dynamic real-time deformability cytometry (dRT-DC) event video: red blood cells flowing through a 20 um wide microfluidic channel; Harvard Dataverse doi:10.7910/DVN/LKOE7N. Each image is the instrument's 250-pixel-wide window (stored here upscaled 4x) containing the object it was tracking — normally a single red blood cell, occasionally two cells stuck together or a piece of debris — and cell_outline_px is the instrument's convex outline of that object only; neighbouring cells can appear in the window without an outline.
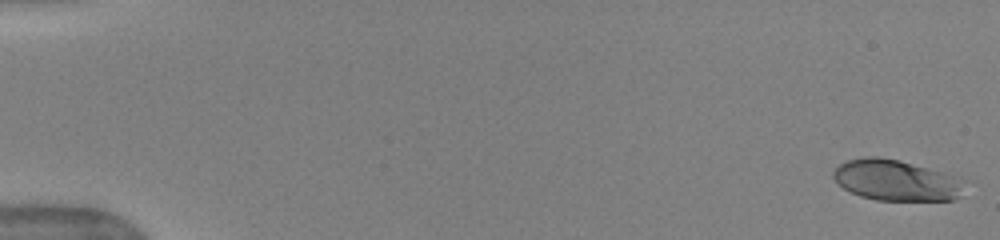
{"species": "human", "species_latin": "Homo sapiens", "temperature_condition": "warm", "stored_images_in_passage": 52, "camera_frame_rate_fps": 3000, "um_per_image_px": 0.085, "donor": {"sex": "female"}, "frame": {"image": 1, "passage_image": 1, "time_ms": 0.0, "image_size_px": [1000, 240], "cell_outline_px": [[968, 180], [956, 196], [952, 200], [876, 200], [860, 196], [844, 188], [832, 176], [832, 172], [840, 164], [848, 160], [868, 156], [876, 156], [900, 160], [944, 172]], "centroid_in_image_um": [76.18, 15.31], "position_along_channel_um": 8.8, "area_um2": 31.1}}
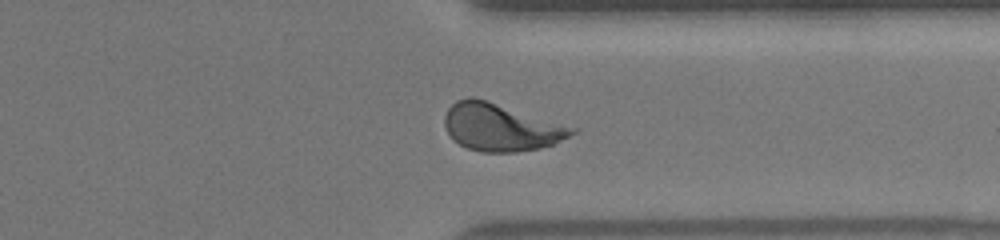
{"frame": {"image": 2, "passage_image": 41, "time_ms": 13.333, "image_size_px": [1000, 240], "cell_outline_px": [[580, 128], [576, 132], [552, 144], [540, 148], [516, 152], [480, 152], [468, 148], [452, 140], [444, 124], [444, 116], [448, 108], [456, 100], [468, 96], [472, 96]], "centroid_in_image_um": [42.56, 10.81], "position_along_channel_um": 368.8, "area_um2": 35.26}}
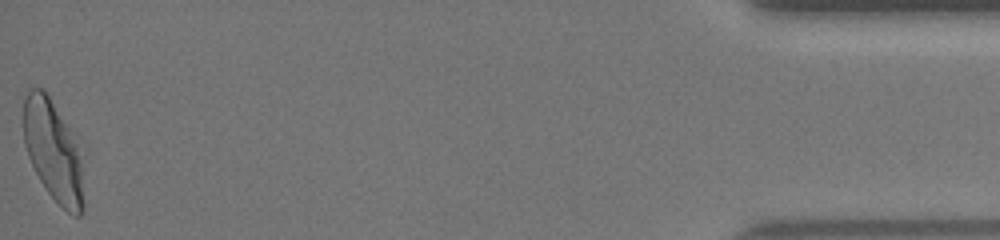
{"frame": {"image": 3, "passage_image": 52, "time_ms": 17.0, "image_size_px": [1000, 240], "cell_outline_px": [[88, 152], [84, 208], [80, 216], [76, 216], [68, 212], [48, 192], [40, 180], [28, 156], [24, 144], [24, 96], [28, 88], [44, 88], [88, 148]], "centroid_in_image_um": [4.7, 12.8], "position_along_channel_um": 430.5, "area_um2": 38.44}, "authors_computed_cell_mechanics": {"area_um2": 33.5818, "velocity_mm_per_s": 3.9588, "shape_relaxation_time_tau1_ms": 4.5805, "shape_relaxation_time_tau2_ms": null, "deformation_change_tau1": 0.2306, "deformation_change_tau2": null}}